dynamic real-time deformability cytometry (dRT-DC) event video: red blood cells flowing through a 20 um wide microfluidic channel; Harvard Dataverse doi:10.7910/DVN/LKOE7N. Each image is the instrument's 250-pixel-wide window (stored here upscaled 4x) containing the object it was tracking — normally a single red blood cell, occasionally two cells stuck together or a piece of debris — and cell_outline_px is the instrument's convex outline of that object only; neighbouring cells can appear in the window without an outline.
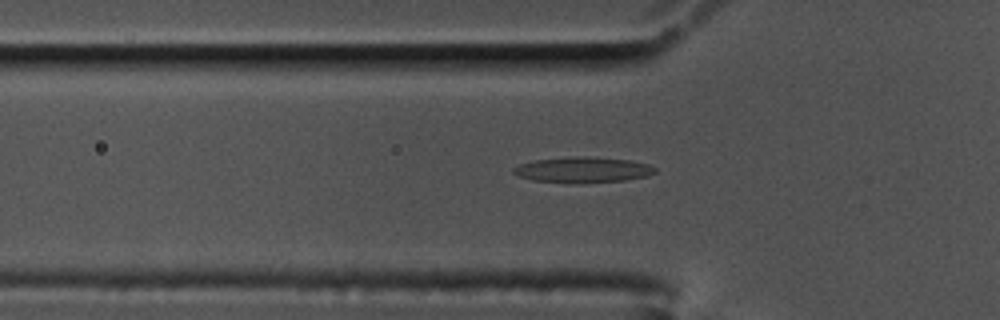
{"species": "common noctule bat (a hibernating species)", "species_latin": "Nyctalus noctula", "temperature_condition": "cold", "stored_images_in_passage": 24, "camera_frame_rate_fps": 3000, "um_per_image_px": 0.085, "animal": {"sex": "male", "body_mass_g": 17.5, "forearm_length_mm": 52.3}, "frame": {"image": 1, "passage_image": 19, "time_ms": 6.0, "image_size_px": [1000, 320], "cell_outline_px": [[656, 172], [648, 176], [624, 180], [580, 184], [572, 184], [532, 180], [516, 176], [512, 172], [512, 168], [520, 164], [532, 160], [576, 156], [584, 156], [628, 160], [648, 164], [656, 168]], "centroid_in_image_um": [49.49, 14.45], "position_along_channel_um": 76.3, "area_um2": 21.5}}